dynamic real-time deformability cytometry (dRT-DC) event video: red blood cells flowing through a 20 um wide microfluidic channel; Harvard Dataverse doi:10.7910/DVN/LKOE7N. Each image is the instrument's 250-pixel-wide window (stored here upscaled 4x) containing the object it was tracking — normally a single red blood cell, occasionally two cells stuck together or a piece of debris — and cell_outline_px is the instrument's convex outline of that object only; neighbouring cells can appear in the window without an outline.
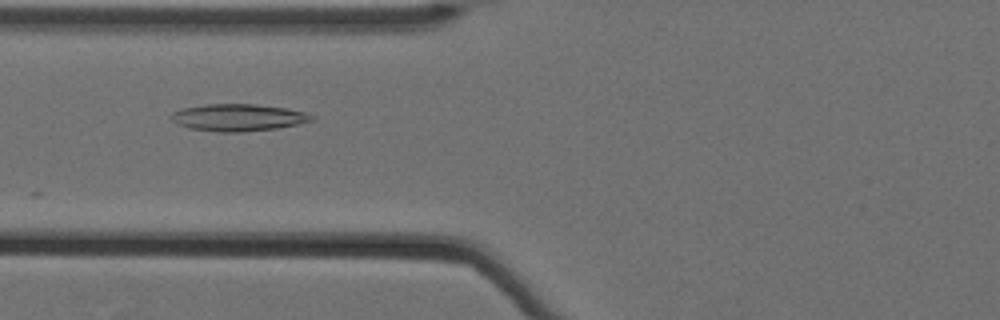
{"species": "Egyptian fruit bat (a non-hibernating species)", "species_latin": "Rousettus aegyptiacus", "temperature_condition": "cold", "stored_images_in_passage": 25, "camera_frame_rate_fps": 3000, "um_per_image_px": 0.085, "animal": {"sex": "female"}, "frame": {"image": 1, "passage_image": 4, "time_ms": 1.0, "image_size_px": [1000, 320], "cell_outline_px": [[316, 120], [276, 128], [244, 132], [220, 132], [188, 128], [176, 124], [168, 116], [172, 112], [180, 108], [204, 104], [256, 104], [284, 108], [304, 112], [316, 116]], "centroid_in_image_um": [20.19, 9.98], "position_along_channel_um": 105.6, "area_um2": 22.37}}
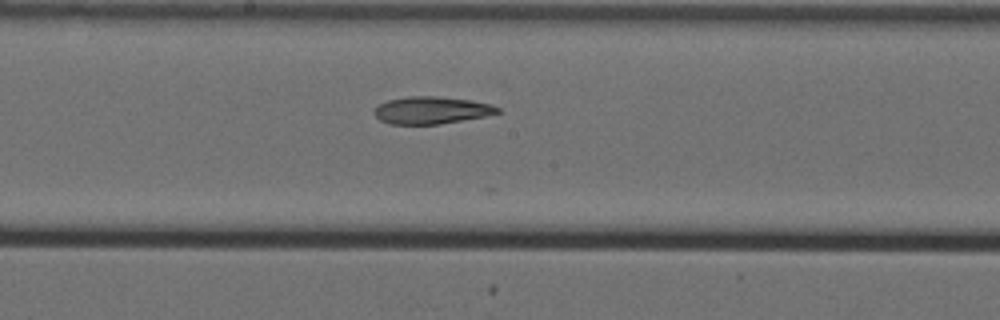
{"frame": {"image": 2, "passage_image": 13, "time_ms": 4.0, "image_size_px": [1000, 320], "cell_outline_px": [[500, 112], [484, 116], [440, 124], [388, 124], [380, 120], [372, 112], [376, 104], [388, 100], [408, 96], [436, 96], [472, 100], [492, 104], [500, 108]], "centroid_in_image_um": [36.63, 9.36], "position_along_channel_um": 211.6, "area_um2": 19.77}}
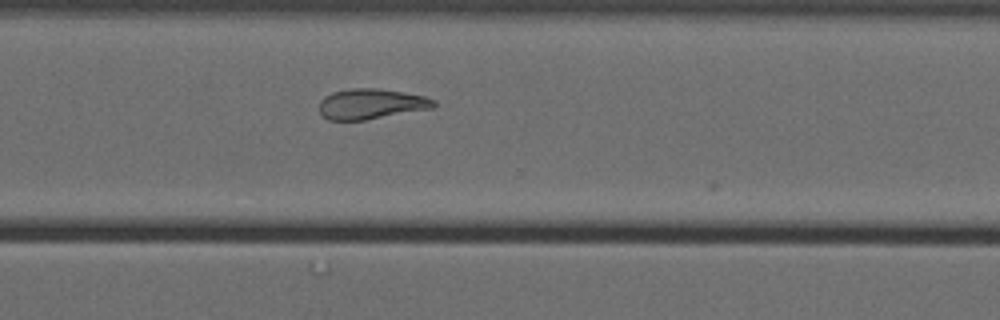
{"frame": {"image": 3, "passage_image": 24, "time_ms": 7.667, "image_size_px": [1000, 320], "cell_outline_px": [[436, 104], [432, 108], [364, 120], [328, 120], [320, 112], [320, 100], [324, 96], [332, 92], [352, 88], [376, 88], [424, 96], [436, 100]], "centroid_in_image_um": [31.52, 8.83], "position_along_channel_um": 339.1, "area_um2": 20.06}}